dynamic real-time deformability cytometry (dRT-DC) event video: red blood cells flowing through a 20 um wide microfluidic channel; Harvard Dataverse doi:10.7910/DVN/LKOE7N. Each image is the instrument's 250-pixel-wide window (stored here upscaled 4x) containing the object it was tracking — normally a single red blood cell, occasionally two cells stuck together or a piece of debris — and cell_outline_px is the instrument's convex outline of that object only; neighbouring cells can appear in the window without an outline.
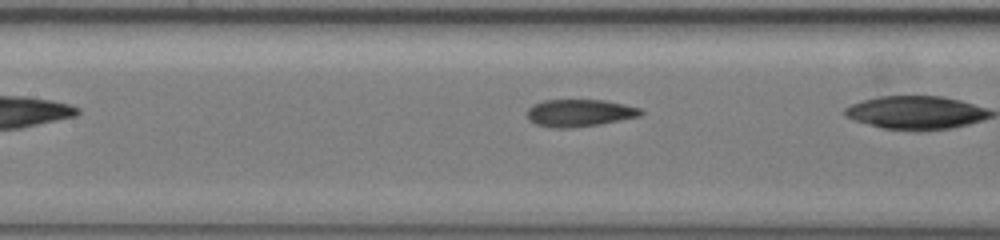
{"species": "common noctule bat (a hibernating species)", "species_latin": "Nyctalus noctula", "temperature_condition": "warm", "stored_images_in_passage": 11, "camera_frame_rate_fps": 3000, "um_per_image_px": 0.085, "animal": {"sex": "female", "body_mass_g": 19.5, "forearm_length_mm": 54.1}, "frame": {"image": 1, "passage_image": 10, "time_ms": 3.0, "image_size_px": [1000, 240], "cell_outline_px": [[644, 112], [640, 116], [596, 124], [572, 128], [552, 128], [536, 124], [528, 120], [528, 108], [532, 104], [544, 100], [604, 100], [624, 104], [640, 108]], "centroid_in_image_um": [49.22, 9.59], "position_along_channel_um": 158.2, "area_um2": 17.98}}